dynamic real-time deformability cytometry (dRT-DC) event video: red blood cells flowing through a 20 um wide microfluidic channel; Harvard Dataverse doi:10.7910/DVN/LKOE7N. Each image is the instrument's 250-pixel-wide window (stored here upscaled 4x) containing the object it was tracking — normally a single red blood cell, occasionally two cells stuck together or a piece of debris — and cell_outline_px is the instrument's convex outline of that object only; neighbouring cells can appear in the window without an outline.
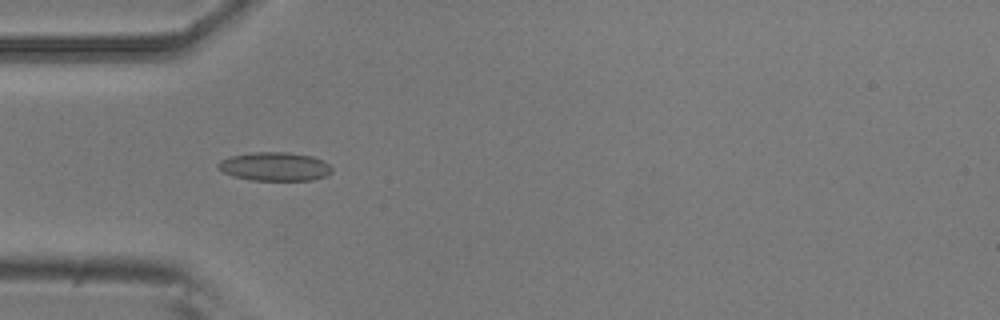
{"species": "common noctule bat (a hibernating species)", "species_latin": "Nyctalus noctula", "temperature_condition": "room temperature", "stored_images_in_passage": 2, "camera_frame_rate_fps": 3000, "um_per_image_px": 0.085, "animal": {"sex": "male", "body_mass_g": 20.5, "forearm_length_mm": 52.5}, "frame": {"image": 1, "passage_image": 1, "time_ms": 0.0, "image_size_px": [1000, 320], "cell_outline_px": [[332, 172], [324, 176], [312, 180], [252, 180], [232, 176], [224, 172], [216, 164], [220, 160], [232, 156], [252, 152], [288, 152], [312, 156], [328, 164], [332, 168]], "centroid_in_image_um": [23.34, 14.15], "position_along_channel_um": 61.7, "area_um2": 18.84}}
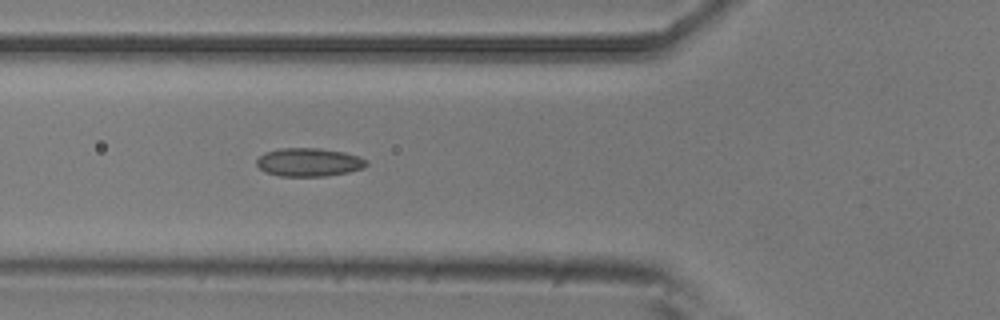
{"frame": {"image": 2, "passage_image": 2, "time_ms": 0.333, "image_size_px": [1000, 320], "cell_outline_px": [[368, 164], [364, 168], [348, 172], [324, 176], [280, 176], [264, 172], [256, 164], [256, 160], [264, 152], [280, 148], [320, 148], [344, 152], [368, 160]], "centroid_in_image_um": [26.24, 13.79], "position_along_channel_um": 99.6, "area_um2": 18.21}}